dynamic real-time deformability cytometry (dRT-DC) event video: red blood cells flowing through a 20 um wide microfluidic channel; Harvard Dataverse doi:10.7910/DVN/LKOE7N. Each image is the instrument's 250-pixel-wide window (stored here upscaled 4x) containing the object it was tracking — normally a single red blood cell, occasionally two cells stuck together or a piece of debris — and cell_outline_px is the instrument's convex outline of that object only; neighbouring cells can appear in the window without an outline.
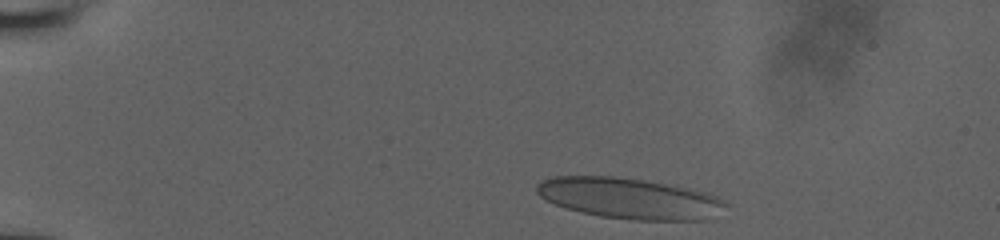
{"species": "human", "species_latin": "Homo sapiens", "temperature_condition": "room temperature", "stored_images_in_passage": 13, "camera_frame_rate_fps": 3000, "um_per_image_px": 0.085, "donor": {"sex": "male"}, "frame": {"image": 1, "passage_image": 1, "time_ms": 0.0, "image_size_px": [1000, 240], "cell_outline_px": [[728, 204], [708, 220], [632, 220], [600, 216], [568, 208], [544, 200], [536, 192], [536, 184], [540, 180], [556, 176], [616, 176], [676, 184], [704, 192], [716, 196], [724, 200]], "centroid_in_image_um": [53.51, 16.84], "position_along_channel_um": 31.5, "area_um2": 45.26}}
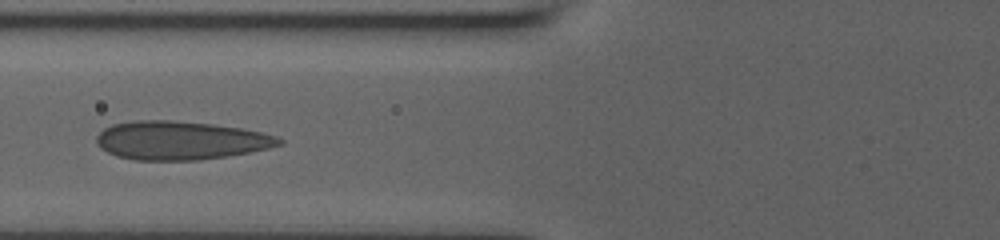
{"frame": {"image": 2, "passage_image": 8, "time_ms": 4.333, "image_size_px": [1000, 240], "cell_outline_px": [[284, 144], [268, 148], [248, 152], [200, 160], [132, 160], [116, 156], [100, 148], [96, 144], [96, 136], [104, 128], [112, 124], [136, 120], [172, 120], [212, 124], [240, 128], [260, 132], [276, 136], [284, 140]], "centroid_in_image_um": [15.3, 11.93], "position_along_channel_um": 110.5, "area_um2": 41.04}}
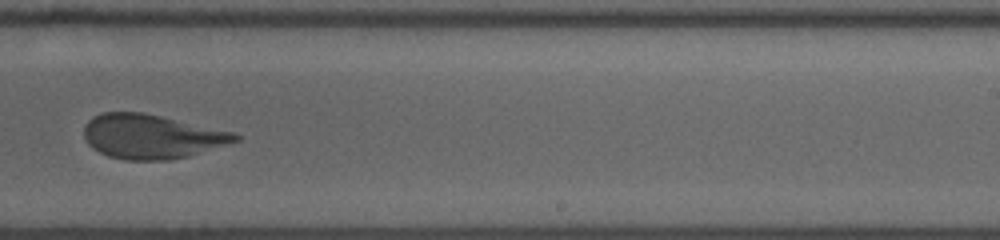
{"frame": {"image": 3, "passage_image": 13, "time_ms": 8.667, "image_size_px": [1000, 240], "cell_outline_px": [[240, 140], [228, 144], [188, 156], [168, 160], [124, 160], [108, 156], [92, 148], [88, 144], [84, 136], [84, 124], [92, 116], [100, 112], [144, 112], [236, 132], [240, 136]], "centroid_in_image_um": [12.88, 11.59], "position_along_channel_um": 276.1, "area_um2": 39.36}}